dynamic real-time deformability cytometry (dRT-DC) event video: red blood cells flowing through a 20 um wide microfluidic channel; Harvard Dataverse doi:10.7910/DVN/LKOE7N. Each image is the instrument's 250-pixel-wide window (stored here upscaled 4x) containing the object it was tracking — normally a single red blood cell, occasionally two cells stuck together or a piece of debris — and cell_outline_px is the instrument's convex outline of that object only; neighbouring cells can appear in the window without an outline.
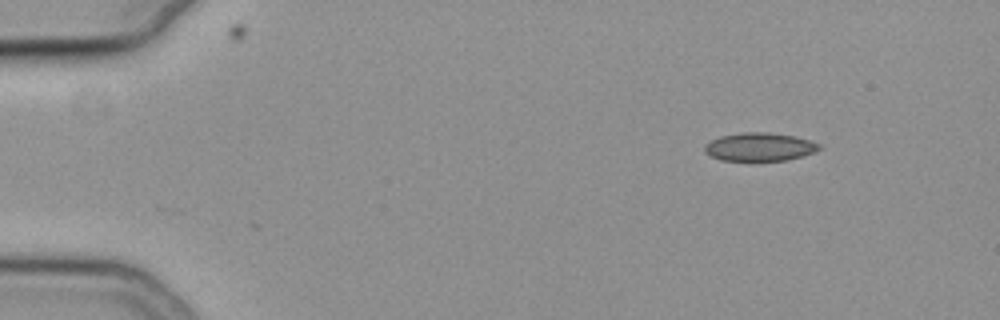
{"species": "common noctule bat (a hibernating species)", "species_latin": "Nyctalus noctula", "temperature_condition": "cold", "stored_images_in_passage": 49, "camera_frame_rate_fps": 3000, "um_per_image_px": 0.085, "animal": {"sex": "female", "body_mass_g": 19.3, "forearm_length_mm": 54.1}, "frame": {"image": 1, "passage_image": 1, "time_ms": 0.0, "image_size_px": [1000, 320], "cell_outline_px": [[820, 148], [816, 152], [804, 156], [784, 160], [720, 160], [704, 152], [704, 144], [720, 136], [740, 132], [768, 132], [796, 136], [820, 144]], "centroid_in_image_um": [64.56, 12.47], "position_along_channel_um": 20.4, "area_um2": 18.9}}
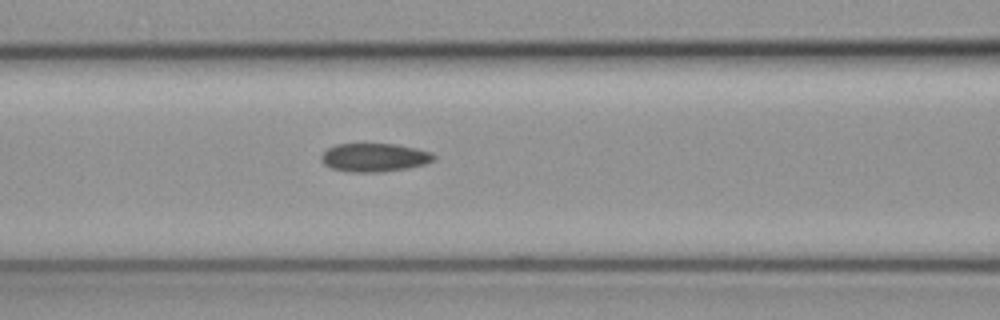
{"frame": {"image": 2, "passage_image": 18, "time_ms": 5.667, "image_size_px": [1000, 320], "cell_outline_px": [[436, 160], [424, 164], [408, 168], [380, 172], [348, 172], [332, 168], [324, 164], [320, 160], [320, 156], [328, 148], [336, 144], [396, 144], [416, 148], [432, 152], [436, 156]], "centroid_in_image_um": [31.84, 13.38], "position_along_channel_um": 134.8, "area_um2": 18.79}}
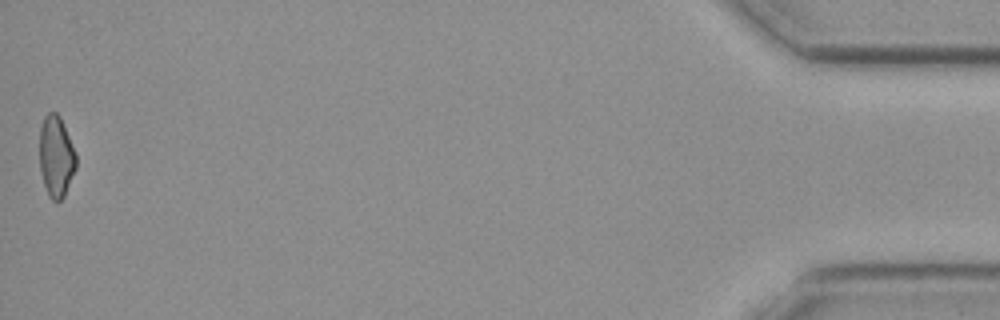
{"frame": {"image": 3, "passage_image": 49, "time_ms": 16.0, "image_size_px": [1000, 320], "cell_outline_px": [[76, 168], [64, 196], [56, 204], [48, 196], [40, 172], [40, 128], [44, 116], [48, 112], [56, 112], [60, 116], [76, 152]], "centroid_in_image_um": [4.77, 13.31], "position_along_channel_um": 430.4, "area_um2": 17.46}, "authors_computed_cell_mechanics": {"area_um2": 18.7272, "velocity_mm_per_s": 3.8165, "shape_relaxation_time_tau1_ms": null, "shape_relaxation_time_tau2_ms": 6.9856, "deformation_change_tau1": null, "deformation_change_tau2": 0.1303}}